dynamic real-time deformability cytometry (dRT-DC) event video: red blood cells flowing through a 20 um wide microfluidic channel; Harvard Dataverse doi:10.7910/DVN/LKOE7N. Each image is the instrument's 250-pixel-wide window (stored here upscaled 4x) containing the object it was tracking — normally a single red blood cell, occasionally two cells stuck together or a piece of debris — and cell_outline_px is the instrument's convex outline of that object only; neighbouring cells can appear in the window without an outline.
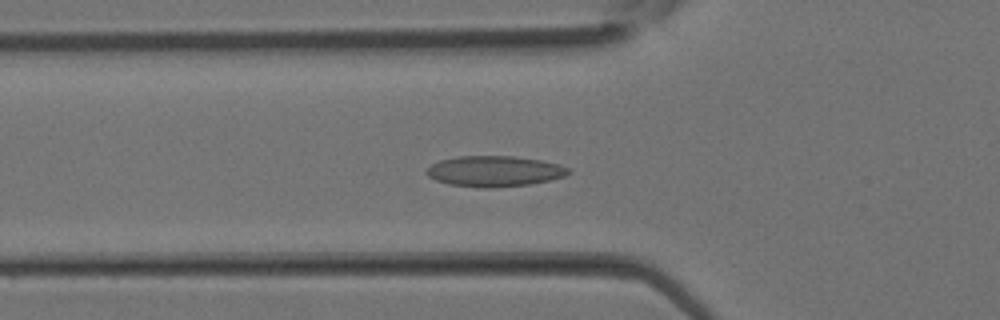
{"species": "Egyptian fruit bat (a non-hibernating species)", "species_latin": "Rousettus aegyptiacus", "temperature_condition": "room temperature", "stored_images_in_passage": 37, "camera_frame_rate_fps": 3000, "um_per_image_px": 0.085, "animal": {"sex": "female"}, "frame": {"image": 1, "passage_image": 13, "time_ms": 4.0, "image_size_px": [1000, 320], "cell_outline_px": [[572, 172], [564, 176], [548, 180], [528, 184], [488, 188], [484, 188], [448, 184], [436, 180], [428, 176], [424, 172], [432, 164], [440, 160], [460, 156], [512, 156], [540, 160], [560, 164], [568, 168]], "centroid_in_image_um": [42.01, 14.55], "position_along_channel_um": 83.8, "area_um2": 25.2}}
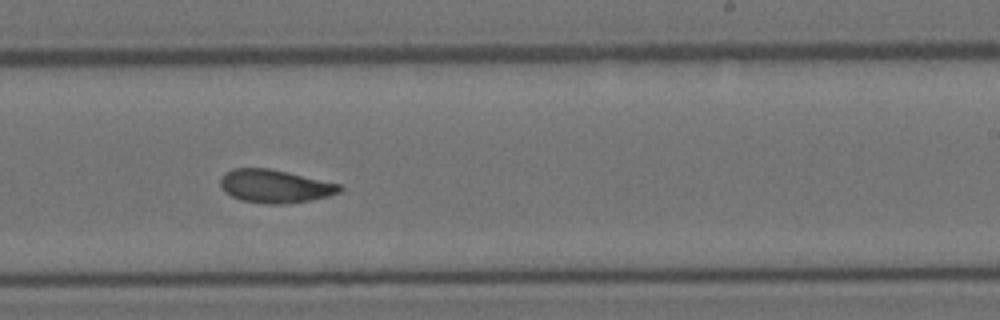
{"frame": {"image": 2, "passage_image": 23, "time_ms": 7.333, "image_size_px": [1000, 320], "cell_outline_px": [[344, 188], [340, 192], [328, 196], [288, 204], [264, 204], [240, 200], [224, 192], [220, 184], [220, 176], [224, 172], [232, 168], [268, 168], [288, 172], [340, 184]], "centroid_in_image_um": [23.33, 15.83], "position_along_channel_um": 265.7, "area_um2": 23.24}}
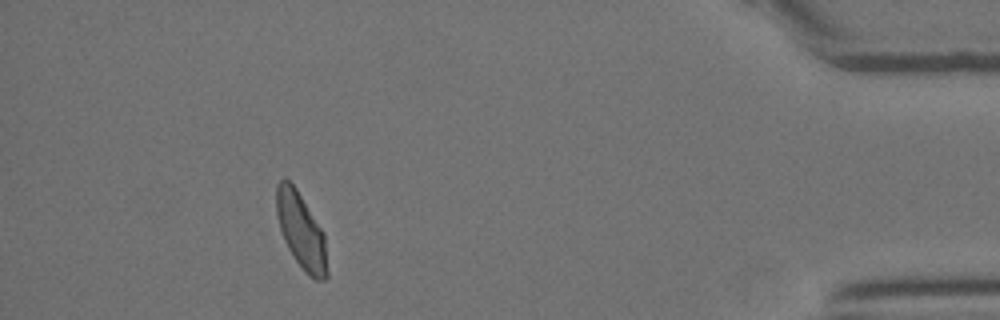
{"frame": {"image": 3, "passage_image": 34, "time_ms": 11.0, "image_size_px": [1000, 320], "cell_outline_px": [[328, 276], [324, 280], [316, 280], [304, 272], [288, 248], [284, 240], [280, 228], [276, 212], [276, 184], [284, 176], [296, 188], [324, 232], [328, 272]], "centroid_in_image_um": [25.6, 19.62], "position_along_channel_um": 409.6, "area_um2": 22.43}}